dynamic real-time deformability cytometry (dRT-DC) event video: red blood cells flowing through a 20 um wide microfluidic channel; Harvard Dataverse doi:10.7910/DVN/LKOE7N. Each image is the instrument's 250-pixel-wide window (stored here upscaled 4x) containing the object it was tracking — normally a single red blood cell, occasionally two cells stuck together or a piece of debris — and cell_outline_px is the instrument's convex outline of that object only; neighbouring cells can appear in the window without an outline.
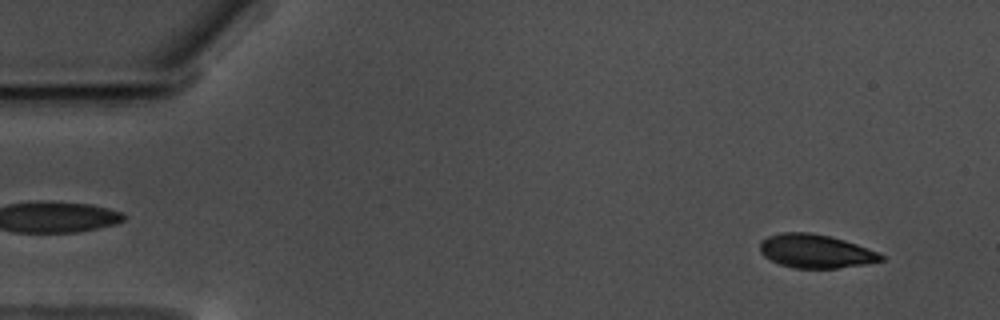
{"species": "common noctule bat (a hibernating species)", "species_latin": "Nyctalus noctula", "temperature_condition": "warm", "stored_images_in_passage": 58, "camera_frame_rate_fps": 3000, "um_per_image_px": 0.085, "animal": {"sex": "male", "body_mass_g": 17.5, "forearm_length_mm": 52.3}, "frame": {"image": 1, "passage_image": 4, "time_ms": 1.0, "image_size_px": [1000, 320], "cell_outline_px": [[884, 260], [864, 264], [836, 268], [796, 268], [780, 264], [764, 256], [760, 252], [760, 240], [768, 236], [780, 232], [808, 232], [828, 236], [844, 240], [880, 252], [884, 256]], "centroid_in_image_um": [69.32, 21.34], "position_along_channel_um": 15.7, "area_um2": 23.64}}
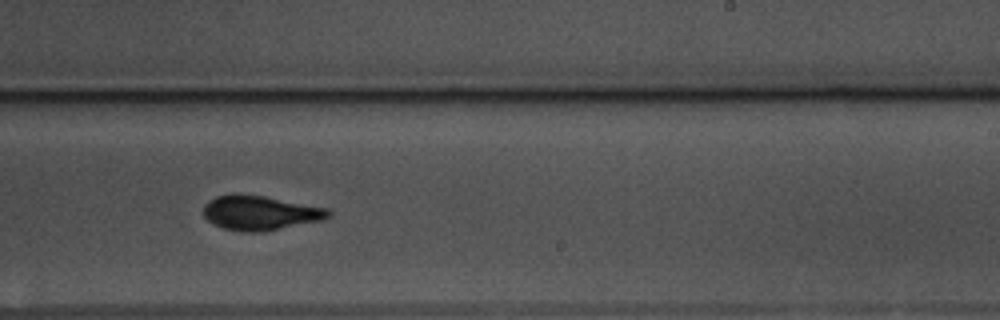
{"frame": {"image": 2, "passage_image": 35, "time_ms": 11.333, "image_size_px": [1000, 320], "cell_outline_px": [[332, 212], [324, 220], [264, 232], [244, 232], [224, 228], [212, 224], [204, 216], [204, 204], [208, 200], [216, 196], [232, 192], [236, 192], [264, 196], [328, 208]], "centroid_in_image_um": [22.09, 18.08], "position_along_channel_um": 266.9, "area_um2": 25.55}}
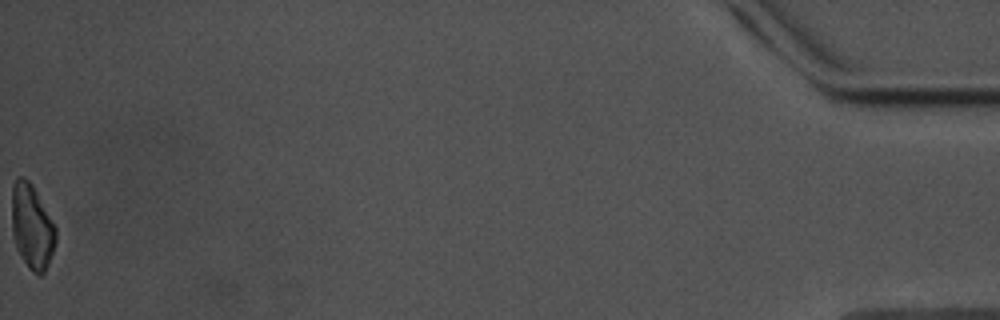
{"frame": {"image": 3, "passage_image": 58, "time_ms": 19.0, "image_size_px": [1000, 320], "cell_outline_px": [[56, 240], [48, 264], [44, 272], [40, 276], [32, 272], [28, 268], [20, 256], [16, 248], [12, 236], [12, 184], [16, 176], [24, 176], [32, 184], [56, 228]], "centroid_in_image_um": [2.68, 19.26], "position_along_channel_um": 432.5, "area_um2": 21.79}, "authors_computed_cell_mechanics": {"area_um2": 24.1315, "velocity_mm_per_s": 3.502, "shape_relaxation_time_tau1_ms": 4.7169, "shape_relaxation_time_tau2_ms": 3.2169, "deformation_change_tau1": 0.193, "deformation_change_tau2": 0.07}}